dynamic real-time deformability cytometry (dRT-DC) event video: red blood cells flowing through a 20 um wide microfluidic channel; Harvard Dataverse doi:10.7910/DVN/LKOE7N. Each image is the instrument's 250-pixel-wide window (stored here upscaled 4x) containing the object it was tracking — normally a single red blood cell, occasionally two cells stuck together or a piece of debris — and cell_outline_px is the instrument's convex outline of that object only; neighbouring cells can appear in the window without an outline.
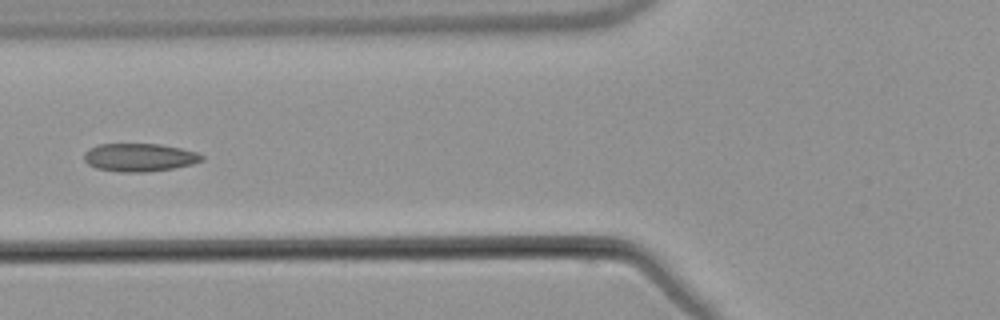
{"species": "common noctule bat (a hibernating species)", "species_latin": "Nyctalus noctula", "temperature_condition": "warm", "stored_images_in_passage": 6, "camera_frame_rate_fps": 3000, "um_per_image_px": 0.085, "animal": {"sex": "male", "body_mass_g": 21.5, "forearm_length_mm": 52.0}, "frame": {"image": 1, "passage_image": 5, "time_ms": 5.0, "image_size_px": [1000, 320], "cell_outline_px": [[204, 160], [192, 164], [172, 168], [144, 172], [120, 172], [96, 168], [88, 164], [84, 160], [84, 152], [100, 144], [160, 144], [180, 148], [196, 152], [204, 156]], "centroid_in_image_um": [11.86, 13.38], "position_along_channel_um": 113.9, "area_um2": 19.13}}
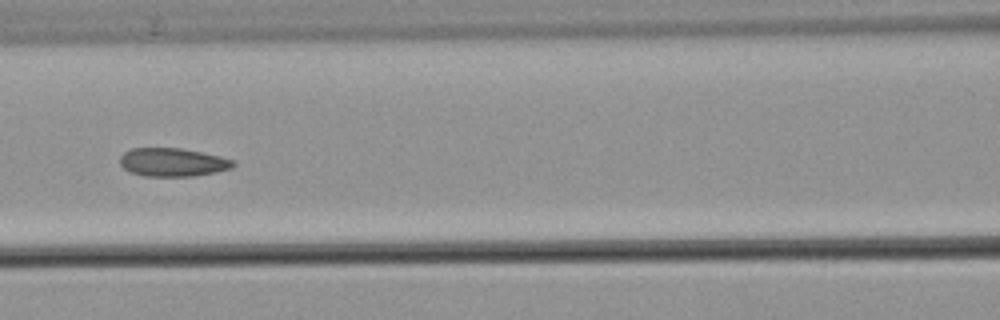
{"frame": {"image": 2, "passage_image": 6, "time_ms": 6.0, "image_size_px": [1000, 320], "cell_outline_px": [[236, 164], [232, 168], [216, 172], [192, 176], [144, 176], [132, 172], [124, 168], [120, 164], [120, 156], [124, 152], [132, 148], [180, 148], [220, 156], [236, 160]], "centroid_in_image_um": [14.7, 13.79], "position_along_channel_um": 151.9, "area_um2": 18.73}}